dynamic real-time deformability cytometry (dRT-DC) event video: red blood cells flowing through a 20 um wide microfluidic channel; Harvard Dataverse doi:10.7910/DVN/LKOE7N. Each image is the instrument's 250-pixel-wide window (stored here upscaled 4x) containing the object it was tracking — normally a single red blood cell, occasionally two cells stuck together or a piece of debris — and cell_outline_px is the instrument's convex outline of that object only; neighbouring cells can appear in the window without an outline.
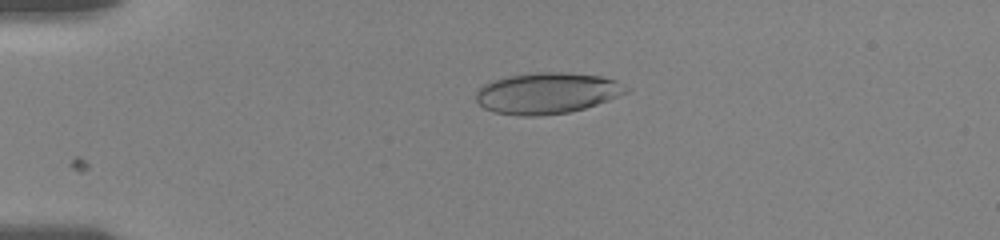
{"species": "human", "species_latin": "Homo sapiens", "temperature_condition": "room temperature", "stored_images_in_passage": 46, "camera_frame_rate_fps": 3000, "um_per_image_px": 0.085, "donor": {"sex": "female"}, "frame": {"image": 1, "passage_image": 3, "time_ms": 0.667, "image_size_px": [1000, 240], "cell_outline_px": [[628, 92], [608, 100], [584, 108], [568, 112], [536, 116], [520, 116], [496, 112], [484, 108], [476, 100], [476, 92], [484, 84], [492, 80], [508, 76], [540, 72], [568, 72], [600, 76], [616, 80], [628, 88]], "centroid_in_image_um": [46.49, 7.91], "position_along_channel_um": 38.5, "area_um2": 35.78}}
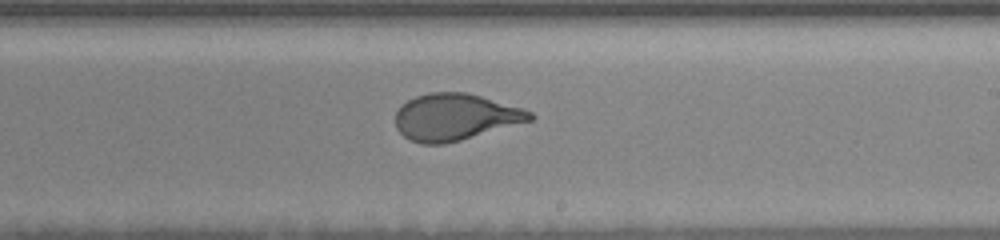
{"frame": {"image": 2, "passage_image": 24, "time_ms": 7.667, "image_size_px": [1000, 240], "cell_outline_px": [[536, 116], [532, 120], [460, 140], [444, 144], [424, 144], [408, 140], [396, 128], [396, 112], [408, 100], [416, 96], [428, 92], [468, 92], [524, 108], [532, 112]], "centroid_in_image_um": [38.7, 9.94], "position_along_channel_um": 250.3, "area_um2": 36.59}}
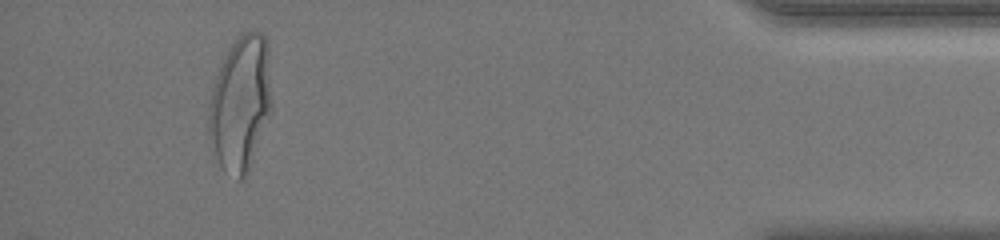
{"frame": {"image": 3, "passage_image": 42, "time_ms": 13.667, "image_size_px": [1000, 240], "cell_outline_px": [[272, 112], [248, 172], [244, 180], [236, 180], [224, 172], [216, 156], [208, 136], [208, 104], [212, 88], [216, 76], [224, 56], [228, 48], [244, 32], [252, 28], [260, 32], [264, 36], [268, 44], [272, 104]], "centroid_in_image_um": [20.45, 8.81], "position_along_channel_um": 414.7, "area_um2": 50.46}, "authors_computed_cell_mechanics": {"area_um2": 37.4255, "velocity_mm_per_s": 3.6334, "shape_relaxation_time_tau1_ms": 4.1056, "shape_relaxation_time_tau2_ms": null, "deformation_change_tau1": 0.1996, "deformation_change_tau2": null}}